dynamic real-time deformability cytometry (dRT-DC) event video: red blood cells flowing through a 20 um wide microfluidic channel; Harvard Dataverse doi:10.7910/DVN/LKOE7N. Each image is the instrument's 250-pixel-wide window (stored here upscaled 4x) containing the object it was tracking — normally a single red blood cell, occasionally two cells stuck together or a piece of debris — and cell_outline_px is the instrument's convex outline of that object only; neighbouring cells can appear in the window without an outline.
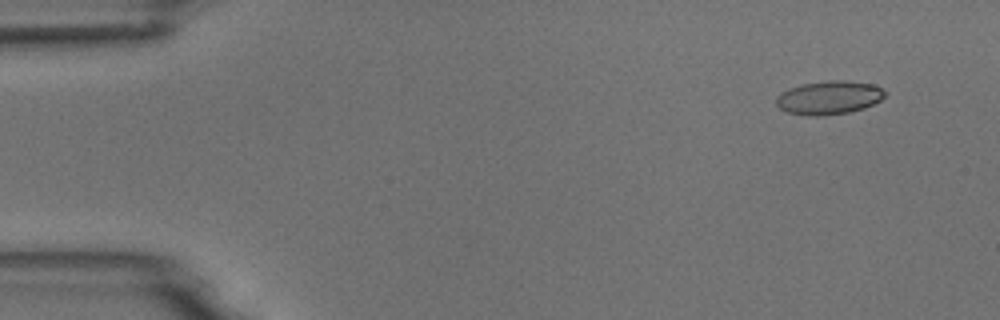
{"species": "common noctule bat (a hibernating species)", "species_latin": "Nyctalus noctula", "temperature_condition": "room temperature", "stored_images_in_passage": 5, "camera_frame_rate_fps": 3000, "um_per_image_px": 0.085, "animal": {"sex": "male", "body_mass_g": 18.8}, "frame": {"image": 1, "passage_image": 2, "time_ms": 1.0, "image_size_px": [1000, 320], "cell_outline_px": [[888, 92], [880, 100], [864, 108], [848, 112], [824, 116], [808, 116], [788, 112], [780, 108], [776, 104], [776, 96], [780, 92], [788, 88], [804, 84], [828, 80], [844, 80], [872, 84]], "centroid_in_image_um": [70.44, 8.3], "position_along_channel_um": 14.6, "area_um2": 21.27}}
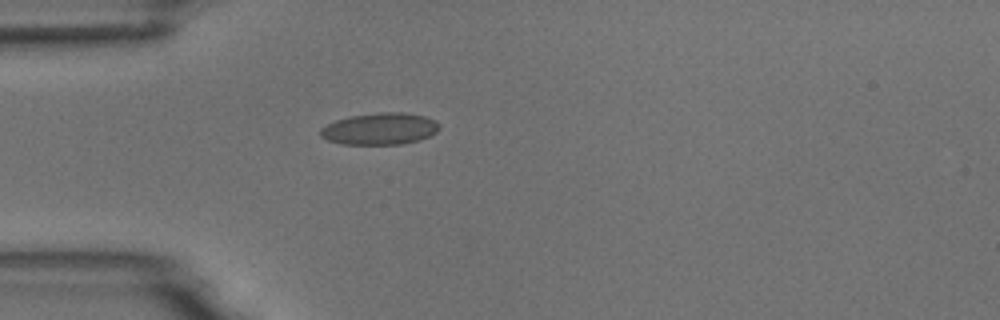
{"frame": {"image": 2, "passage_image": 5, "time_ms": 4.667, "image_size_px": [1000, 320], "cell_outline_px": [[440, 128], [436, 132], [420, 140], [400, 144], [344, 144], [328, 140], [320, 136], [320, 128], [336, 120], [352, 116], [380, 112], [404, 112], [424, 116], [436, 120], [440, 124]], "centroid_in_image_um": [32.32, 10.94], "position_along_channel_um": 52.7, "area_um2": 21.96}}